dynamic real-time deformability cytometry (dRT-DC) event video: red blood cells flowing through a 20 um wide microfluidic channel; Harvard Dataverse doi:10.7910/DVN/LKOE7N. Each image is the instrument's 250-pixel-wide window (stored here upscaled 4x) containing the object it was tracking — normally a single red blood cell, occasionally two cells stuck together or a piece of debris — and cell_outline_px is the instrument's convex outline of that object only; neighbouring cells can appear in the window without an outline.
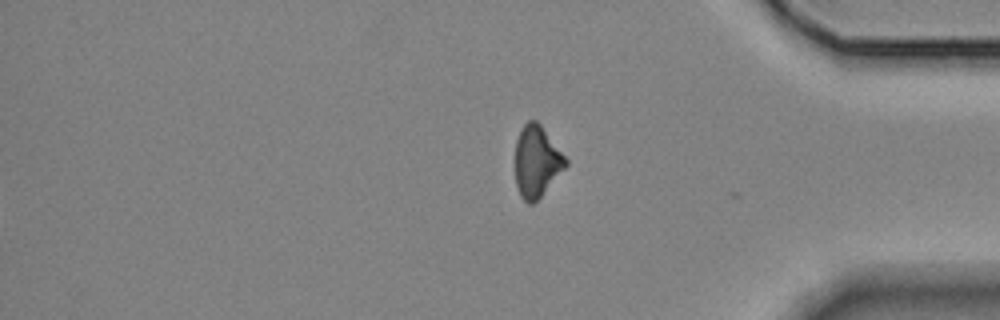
{"species": "Egyptian fruit bat (a non-hibernating species)", "species_latin": "Rousettus aegyptiacus", "temperature_condition": "room temperature", "stored_images_in_passage": 14, "segment_of_instrument_passage": [2, 2], "camera_frame_rate_fps": 3000, "um_per_image_px": 0.085, "animal": {"sex": "female"}, "frame": {"image": 1, "passage_image": 14, "time_ms": 15.667, "image_size_px": [1000, 320], "cell_outline_px": [[568, 164], [540, 196], [532, 204], [528, 204], [520, 196], [516, 184], [516, 140], [524, 124], [528, 120], [536, 120], [540, 124], [568, 160]], "centroid_in_image_um": [45.61, 13.72], "position_along_channel_um": 389.6, "area_um2": 20.58}}